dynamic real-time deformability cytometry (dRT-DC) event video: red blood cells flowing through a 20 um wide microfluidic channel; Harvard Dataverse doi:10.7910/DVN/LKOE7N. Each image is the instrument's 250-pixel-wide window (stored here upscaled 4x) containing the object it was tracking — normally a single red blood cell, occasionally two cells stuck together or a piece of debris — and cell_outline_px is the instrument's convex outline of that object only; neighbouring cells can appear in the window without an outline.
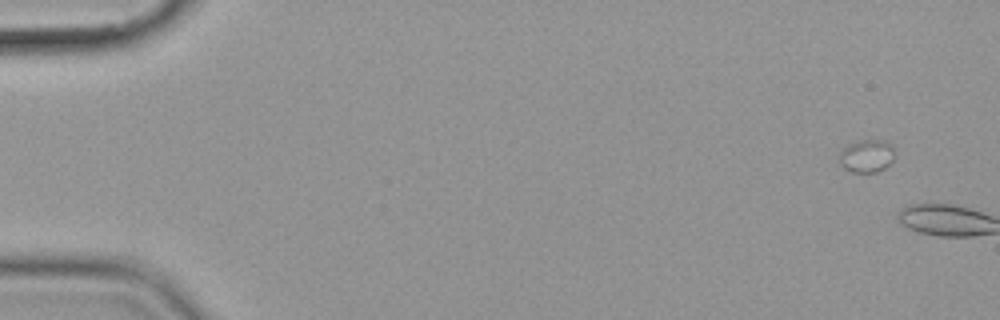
{"species": "common noctule bat (a hibernating species)", "species_latin": "Nyctalus noctula", "temperature_condition": "cold", "stored_images_in_passage": 2, "camera_frame_rate_fps": 3000, "um_per_image_px": 0.085, "animal": {"sex": "female", "body_mass_g": 19.9}, "frame": {"image": 1, "passage_image": 1, "time_ms": 0.0, "image_size_px": [1000, 320], "cell_outline_px": [[892, 160], [884, 168], [876, 172], [852, 172], [844, 168], [840, 164], [840, 148], [848, 144], [860, 140], [884, 140], [892, 144]], "centroid_in_image_um": [73.62, 13.24], "position_along_channel_um": 11.4, "area_um2": 10.52}}